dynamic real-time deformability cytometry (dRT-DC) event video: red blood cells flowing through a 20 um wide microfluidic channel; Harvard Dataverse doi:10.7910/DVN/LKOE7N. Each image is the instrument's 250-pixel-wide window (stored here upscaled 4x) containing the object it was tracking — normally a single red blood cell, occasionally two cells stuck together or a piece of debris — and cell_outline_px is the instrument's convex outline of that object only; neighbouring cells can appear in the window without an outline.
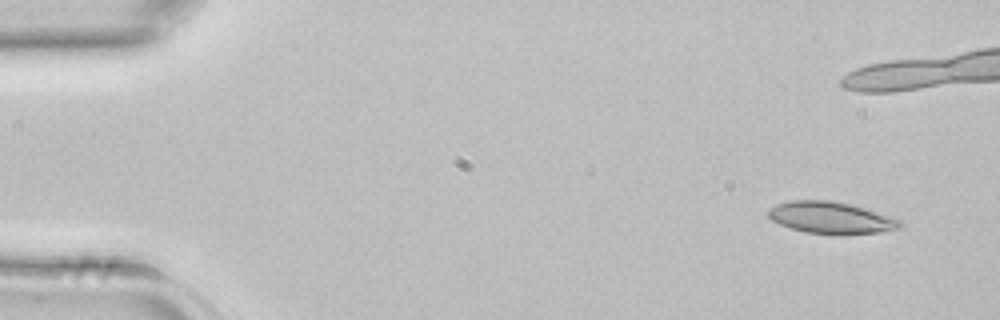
{"species": "common noctule bat (a hibernating species)", "species_latin": "Nyctalus noctula", "temperature_condition": "room temperature", "stored_images_in_passage": 7, "camera_frame_rate_fps": 3000, "um_per_image_px": 0.085, "animal": {"sex": "female", "body_mass_g": 22.7, "forearm_length_mm": 54.2}, "frame": {"image": 1, "passage_image": 1, "time_ms": 0.0, "image_size_px": [1000, 320], "cell_outline_px": [[904, 228], [888, 232], [804, 232], [780, 224], [772, 220], [768, 216], [768, 212], [776, 204], [792, 200], [832, 200], [852, 204], [900, 220], [904, 224]], "centroid_in_image_um": [70.66, 18.47], "position_along_channel_um": 14.3, "area_um2": 23.76}}